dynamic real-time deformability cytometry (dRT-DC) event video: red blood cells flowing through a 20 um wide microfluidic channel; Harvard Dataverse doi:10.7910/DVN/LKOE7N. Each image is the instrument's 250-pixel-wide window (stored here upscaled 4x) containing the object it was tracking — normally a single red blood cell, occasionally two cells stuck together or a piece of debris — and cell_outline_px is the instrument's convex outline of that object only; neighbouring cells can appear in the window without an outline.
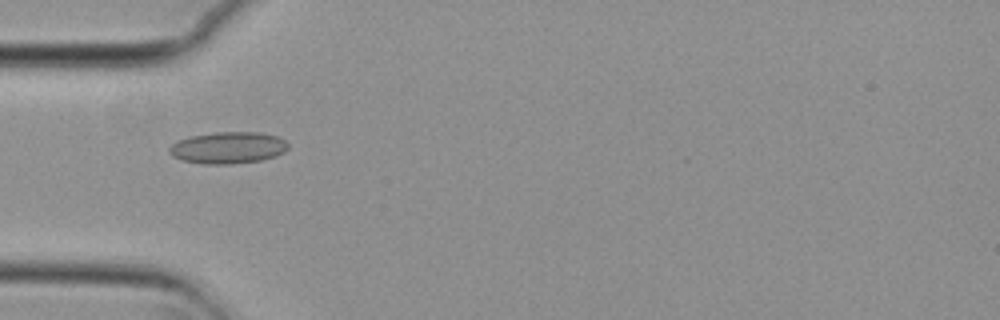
{"species": "common noctule bat (a hibernating species)", "species_latin": "Nyctalus noctula", "temperature_condition": "cold", "stored_images_in_passage": 55, "camera_frame_rate_fps": 3000, "um_per_image_px": 0.085, "animal": {"sex": "female", "body_mass_g": 29.2, "forearm_length_mm": 56.3}, "frame": {"image": 1, "passage_image": 17, "time_ms": 5.333, "image_size_px": [1000, 320], "cell_outline_px": [[288, 148], [284, 152], [276, 156], [260, 160], [228, 164], [204, 164], [184, 160], [172, 156], [168, 152], [168, 148], [176, 140], [192, 136], [212, 132], [260, 132], [276, 136], [284, 140], [288, 144]], "centroid_in_image_um": [19.36, 12.55], "position_along_channel_um": 65.6, "area_um2": 21.96}}
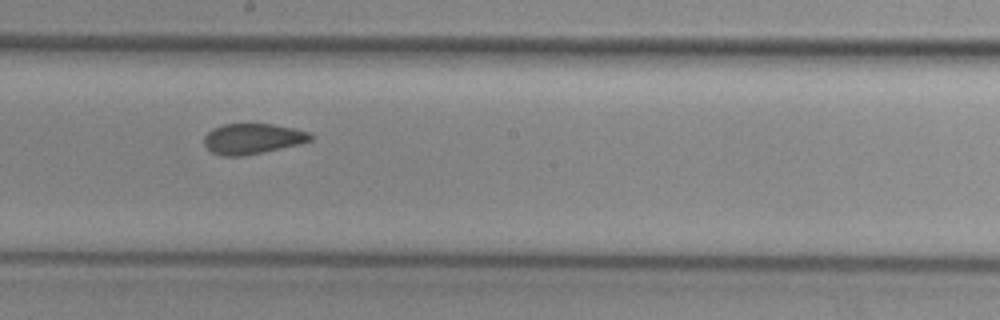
{"frame": {"image": 2, "passage_image": 30, "time_ms": 9.667, "image_size_px": [1000, 320], "cell_outline_px": [[312, 140], [300, 144], [264, 152], [240, 156], [224, 156], [212, 152], [204, 144], [204, 136], [212, 128], [224, 124], [272, 124], [292, 128], [308, 132], [312, 136]], "centroid_in_image_um": [21.45, 11.79], "position_along_channel_um": 226.7, "area_um2": 18.79}}
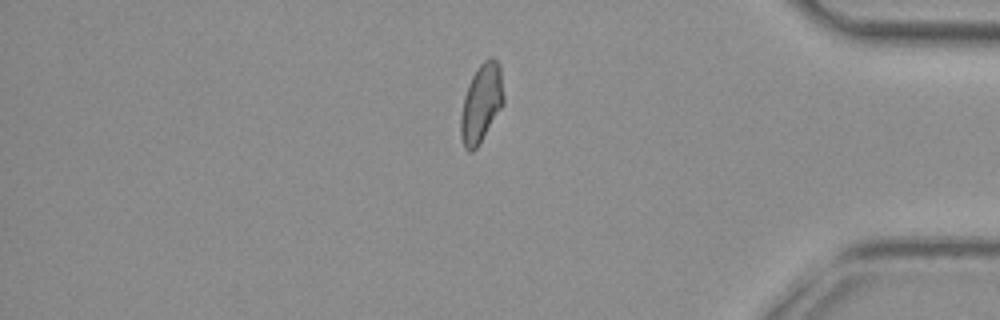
{"frame": {"image": 3, "passage_image": 46, "time_ms": 15.0, "image_size_px": [1000, 320], "cell_outline_px": [[504, 104], [476, 148], [472, 152], [468, 152], [464, 148], [460, 136], [460, 116], [464, 96], [468, 84], [476, 68], [488, 56], [492, 56], [500, 64], [504, 96]], "centroid_in_image_um": [40.91, 8.75], "position_along_channel_um": 394.3, "area_um2": 19.83}, "authors_computed_cell_mechanics": {"area_um2": 19.8254, "velocity_mm_per_s": 3.7272, "shape_relaxation_time_tau1_ms": null, "shape_relaxation_time_tau2_ms": 1.7329, "deformation_change_tau1": null, "deformation_change_tau2": 0.0672}}